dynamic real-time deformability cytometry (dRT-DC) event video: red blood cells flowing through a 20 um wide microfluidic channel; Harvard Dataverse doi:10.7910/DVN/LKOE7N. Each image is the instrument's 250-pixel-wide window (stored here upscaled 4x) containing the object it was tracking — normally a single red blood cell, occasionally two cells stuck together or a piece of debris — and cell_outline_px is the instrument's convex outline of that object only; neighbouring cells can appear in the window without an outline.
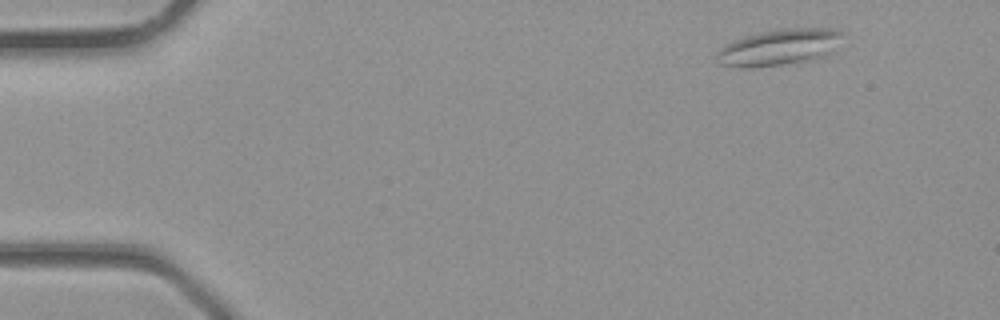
{"species": "common noctule bat (a hibernating species)", "species_latin": "Nyctalus noctula", "temperature_condition": "room temperature", "stored_images_in_passage": 2, "camera_frame_rate_fps": 3000, "um_per_image_px": 0.085, "animal": {"sex": "male", "body_mass_g": 23.1, "forearm_length_mm": 52.7}, "frame": {"image": 1, "passage_image": 2, "time_ms": 0.333, "image_size_px": [1000, 320], "cell_outline_px": [[844, 32], [832, 52], [808, 60], [784, 64], [752, 68], [744, 68], [716, 64], [716, 52], [724, 44], [748, 36], [780, 28], [832, 28]], "centroid_in_image_um": [66.18, 4.02], "position_along_channel_um": 18.8, "area_um2": 26.41}}